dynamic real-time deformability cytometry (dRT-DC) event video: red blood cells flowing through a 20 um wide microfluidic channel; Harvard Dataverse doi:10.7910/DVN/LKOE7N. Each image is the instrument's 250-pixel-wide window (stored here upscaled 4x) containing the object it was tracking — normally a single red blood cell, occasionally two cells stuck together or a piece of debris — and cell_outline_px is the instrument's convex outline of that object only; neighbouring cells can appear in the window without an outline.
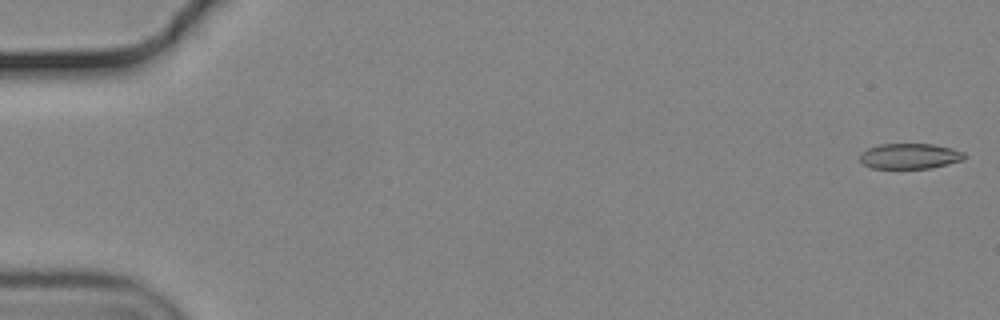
{"species": "common noctule bat (a hibernating species)", "species_latin": "Nyctalus noctula", "temperature_condition": "cold", "stored_images_in_passage": 55, "camera_frame_rate_fps": 3000, "um_per_image_px": 0.085, "animal": {"sex": "male", "body_mass_g": 19.2, "forearm_length_mm": 51.8}, "frame": {"image": 1, "passage_image": 1, "time_ms": 0.0, "image_size_px": [1000, 320], "cell_outline_px": [[968, 156], [964, 160], [932, 168], [872, 168], [864, 164], [860, 160], [860, 152], [868, 148], [880, 144], [932, 144], [952, 148], [964, 152]], "centroid_in_image_um": [77.37, 13.27], "position_along_channel_um": 7.6, "area_um2": 15.61}}
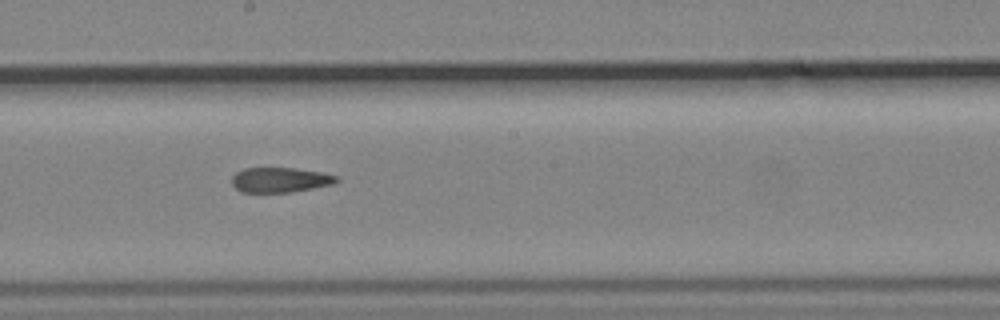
{"frame": {"image": 2, "passage_image": 31, "time_ms": 10.0, "image_size_px": [1000, 320], "cell_outline_px": [[340, 180], [336, 184], [292, 192], [240, 192], [232, 184], [232, 176], [236, 172], [244, 168], [296, 168], [320, 172], [336, 176]], "centroid_in_image_um": [23.82, 15.29], "position_along_channel_um": 224.4, "area_um2": 15.32}}
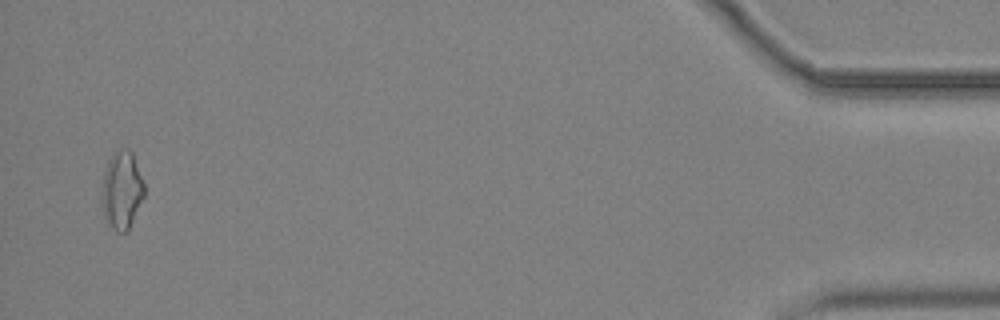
{"frame": {"image": 3, "passage_image": 54, "time_ms": 17.667, "image_size_px": [1000, 320], "cell_outline_px": [[144, 196], [128, 232], [116, 232], [112, 228], [104, 216], [100, 200], [104, 168], [108, 160], [120, 148], [128, 148], [132, 152], [144, 184]], "centroid_in_image_um": [10.33, 16.18], "position_along_channel_um": 424.9, "area_um2": 19.48}, "authors_computed_cell_mechanics": {"area_um2": 16.5886, "velocity_mm_per_s": 3.7215, "shape_relaxation_time_tau1_ms": null, "shape_relaxation_time_tau2_ms": 5.8752, "deformation_change_tau1": null, "deformation_change_tau2": 0.163}}